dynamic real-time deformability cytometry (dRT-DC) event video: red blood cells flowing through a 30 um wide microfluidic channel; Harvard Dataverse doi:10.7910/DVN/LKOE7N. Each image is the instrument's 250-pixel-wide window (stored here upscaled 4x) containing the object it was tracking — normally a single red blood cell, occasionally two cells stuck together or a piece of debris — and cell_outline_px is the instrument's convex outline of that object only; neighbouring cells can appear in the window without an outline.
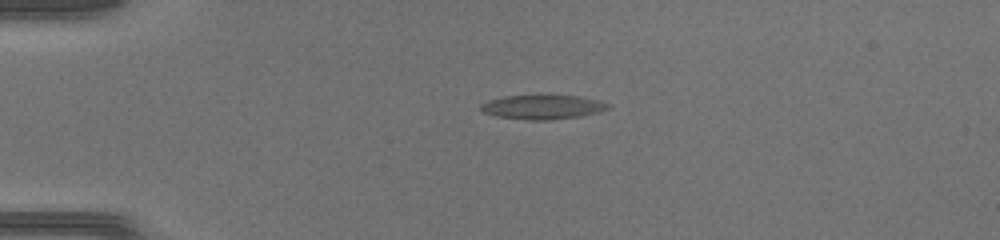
{"species": "common noctule bat (a hibernating species)", "species_latin": "Nyctalus noctula", "temperature_condition": "warm", "stored_images_in_passage": 40, "camera_frame_rate_fps": 3000, "um_per_image_px": 0.085, "animal": {"sex": "female", "body_mass_g": 17.0, "forearm_length_mm": 48.0}, "frame": {"image": 1, "passage_image": 1, "time_ms": 0.0, "image_size_px": [1000, 240], "cell_outline_px": [[612, 104], [608, 108], [600, 112], [580, 116], [552, 120], [528, 120], [496, 116], [480, 112], [480, 104], [488, 100], [504, 96], [580, 96], [600, 100]], "centroid_in_image_um": [46.12, 9.11], "position_along_channel_um": 38.9, "area_um2": 18.09}}
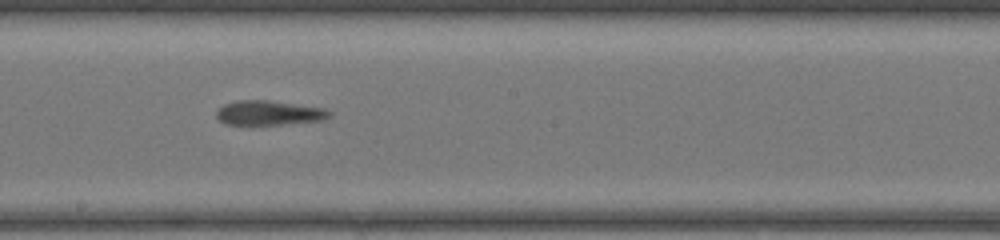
{"frame": {"image": 2, "passage_image": 18, "time_ms": 5.667, "image_size_px": [1000, 240], "cell_outline_px": [[332, 116], [324, 120], [280, 124], [224, 124], [216, 116], [216, 112], [224, 104], [236, 100], [268, 100], [324, 108], [332, 112]], "centroid_in_image_um": [22.88, 9.59], "position_along_channel_um": 225.3, "area_um2": 16.07}}
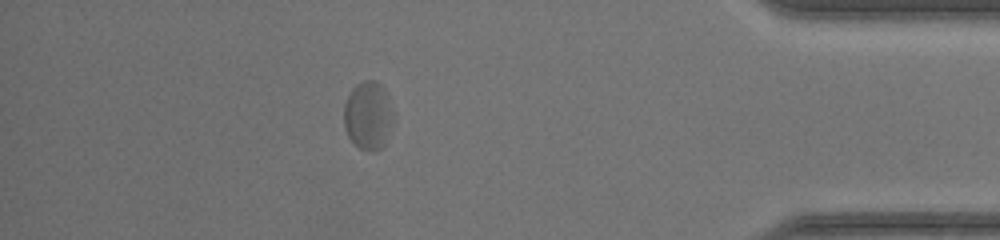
{"frame": {"image": 3, "passage_image": 34, "time_ms": 11.0, "image_size_px": [1000, 240], "cell_outline_px": [[396, 120], [384, 144], [376, 152], [360, 148], [348, 136], [344, 128], [344, 104], [352, 88], [356, 84], [364, 80], [376, 80], [384, 88], [396, 116]], "centroid_in_image_um": [31.33, 9.81], "position_along_channel_um": 403.9, "area_um2": 20.06}, "authors_computed_cell_mechanics": {"area_um2": 17.7157, "velocity_mm_per_s": 4.0685, "shape_relaxation_time_tau1_ms": 7.5978, "shape_relaxation_time_tau2_ms": 0.9696, "deformation_change_tau1": 0.2387, "deformation_change_tau2": 0.0801}}